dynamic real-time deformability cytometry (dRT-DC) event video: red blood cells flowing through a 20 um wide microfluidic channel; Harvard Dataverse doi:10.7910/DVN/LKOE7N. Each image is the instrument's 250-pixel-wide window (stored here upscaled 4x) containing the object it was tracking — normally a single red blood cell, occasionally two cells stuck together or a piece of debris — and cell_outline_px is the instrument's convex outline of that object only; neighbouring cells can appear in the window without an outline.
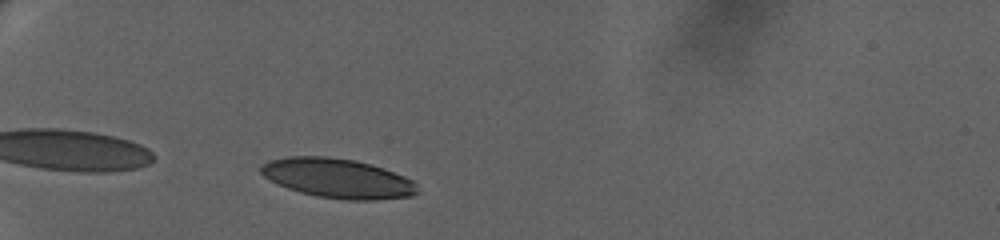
{"species": "human", "species_latin": "Homo sapiens", "temperature_condition": "warm", "stored_images_in_passage": 41, "camera_frame_rate_fps": 3000, "um_per_image_px": 0.085, "donor": {"sex": "female"}, "frame": {"image": 1, "passage_image": 3, "time_ms": 0.667, "image_size_px": [1000, 240], "cell_outline_px": [[420, 192], [412, 196], [376, 200], [348, 200], [316, 196], [300, 192], [288, 188], [264, 176], [260, 172], [260, 164], [268, 160], [288, 156], [328, 156], [356, 160], [384, 168], [404, 176], [412, 180], [416, 184]], "centroid_in_image_um": [28.72, 15.15], "position_along_channel_um": 56.3, "area_um2": 36.18}}
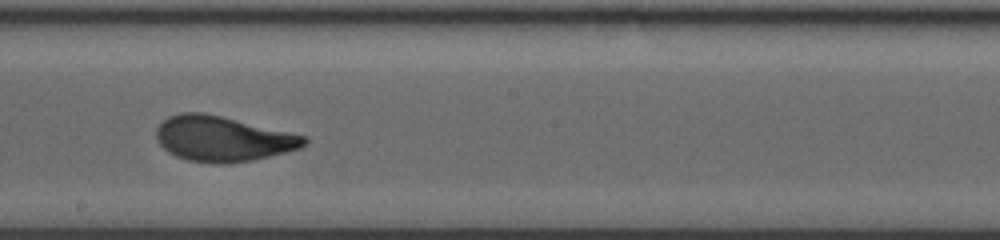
{"frame": {"image": 2, "passage_image": 22, "time_ms": 7.0, "image_size_px": [1000, 240], "cell_outline_px": [[308, 144], [300, 148], [252, 160], [228, 164], [220, 164], [188, 160], [176, 156], [168, 152], [156, 140], [156, 128], [168, 116], [180, 112], [204, 112], [308, 136]], "centroid_in_image_um": [18.93, 11.79], "position_along_channel_um": 229.3, "area_um2": 39.07}}
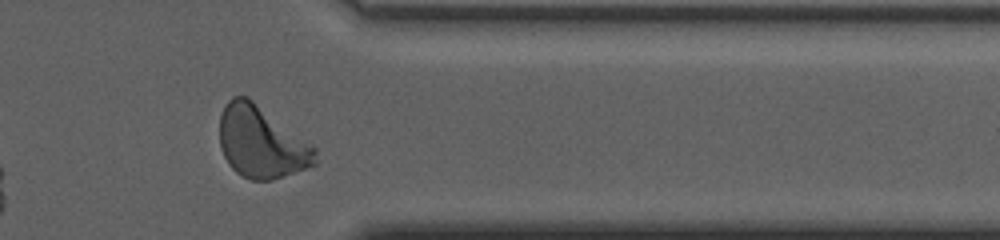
{"frame": {"image": 3, "passage_image": 37, "time_ms": 12.0, "image_size_px": [1000, 240], "cell_outline_px": [[316, 164], [272, 180], [252, 180], [240, 176], [228, 164], [220, 148], [220, 112], [224, 104], [232, 96], [248, 96], [312, 144], [316, 148]], "centroid_in_image_um": [22.19, 12.07], "position_along_channel_um": 389.2, "area_um2": 40.17}, "authors_computed_cell_mechanics": {"area_um2": 38.3792, "velocity_mm_per_s": 3.2446, "shape_relaxation_time_tau1_ms": 5.3757, "shape_relaxation_time_tau2_ms": null, "deformation_change_tau1": 0.2106, "deformation_change_tau2": null}}